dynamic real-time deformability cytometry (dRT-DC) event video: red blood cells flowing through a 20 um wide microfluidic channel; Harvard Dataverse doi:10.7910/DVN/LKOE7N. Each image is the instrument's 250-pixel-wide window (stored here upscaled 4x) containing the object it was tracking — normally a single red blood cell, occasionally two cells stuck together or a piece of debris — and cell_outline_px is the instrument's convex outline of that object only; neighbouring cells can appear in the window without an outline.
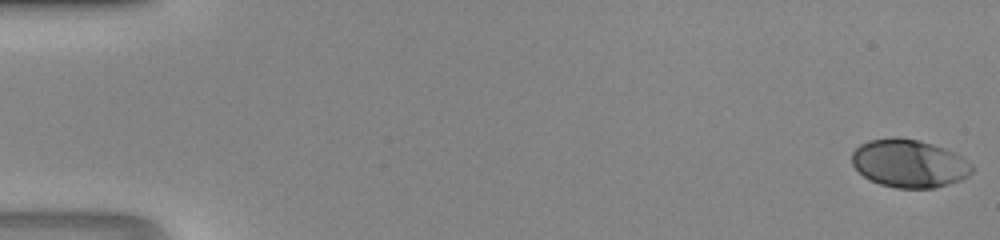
{"species": "human", "species_latin": "Homo sapiens", "temperature_condition": "room temperature", "stored_images_in_passage": 48, "camera_frame_rate_fps": 3000, "um_per_image_px": 0.085, "donor": {"sex": "male"}, "frame": {"image": 1, "passage_image": 1, "time_ms": 0.0, "image_size_px": [1000, 240], "cell_outline_px": [[972, 172], [968, 176], [960, 180], [948, 184], [932, 188], [896, 188], [880, 184], [864, 176], [852, 164], [852, 152], [860, 144], [868, 140], [892, 136], [896, 136], [920, 140], [956, 152], [972, 164]], "centroid_in_image_um": [77.28, 13.87], "position_along_channel_um": 7.7, "area_um2": 33.76}}
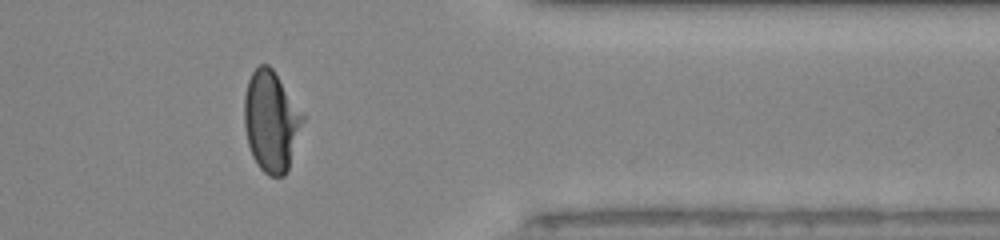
{"frame": {"image": 2, "passage_image": 40, "time_ms": 13.0, "image_size_px": [1000, 240], "cell_outline_px": [[304, 120], [288, 168], [284, 176], [268, 176], [256, 164], [252, 156], [248, 144], [244, 124], [244, 96], [248, 80], [252, 72], [260, 64], [268, 64], [272, 68], [304, 116]], "centroid_in_image_um": [23.02, 10.32], "position_along_channel_um": 388.4, "area_um2": 33.99}}
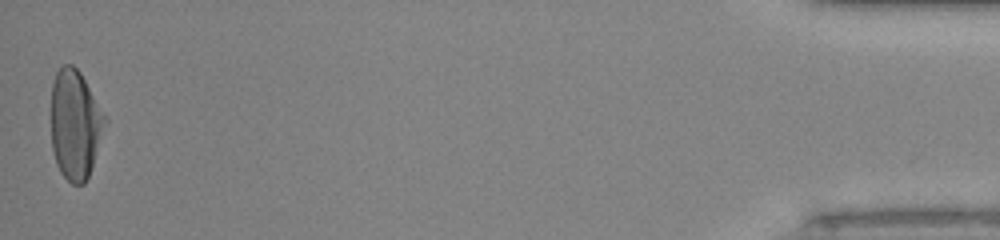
{"frame": {"image": 3, "passage_image": 48, "time_ms": 15.667, "image_size_px": [1000, 240], "cell_outline_px": [[108, 120], [88, 176], [84, 184], [72, 184], [60, 172], [56, 164], [52, 152], [52, 84], [56, 72], [60, 64], [72, 64], [80, 72]], "centroid_in_image_um": [6.38, 10.57], "position_along_channel_um": 428.8, "area_um2": 34.28}}